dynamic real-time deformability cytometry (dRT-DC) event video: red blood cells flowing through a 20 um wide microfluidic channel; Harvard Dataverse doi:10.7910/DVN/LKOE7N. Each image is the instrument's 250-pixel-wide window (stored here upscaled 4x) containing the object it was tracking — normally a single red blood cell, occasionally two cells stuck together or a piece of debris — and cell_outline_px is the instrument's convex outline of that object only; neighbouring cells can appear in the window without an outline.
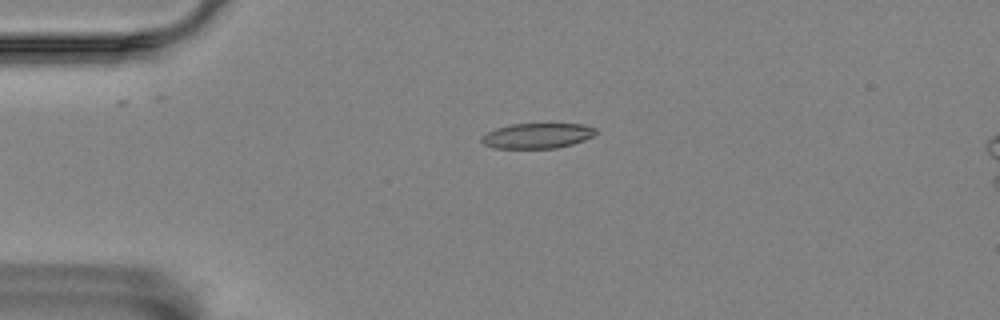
{"species": "Egyptian fruit bat (a non-hibernating species)", "species_latin": "Rousettus aegyptiacus", "temperature_condition": "room temperature", "stored_images_in_passage": 40, "camera_frame_rate_fps": 3000, "um_per_image_px": 0.085, "animal": {"sex": "female"}, "frame": {"image": 1, "passage_image": 12, "time_ms": 3.667, "image_size_px": [1000, 320], "cell_outline_px": [[596, 132], [592, 136], [584, 140], [572, 144], [556, 148], [492, 148], [484, 144], [480, 140], [480, 136], [496, 128], [512, 124], [584, 124], [596, 128]], "centroid_in_image_um": [45.64, 11.54], "position_along_channel_um": 39.4, "area_um2": 16.76}}
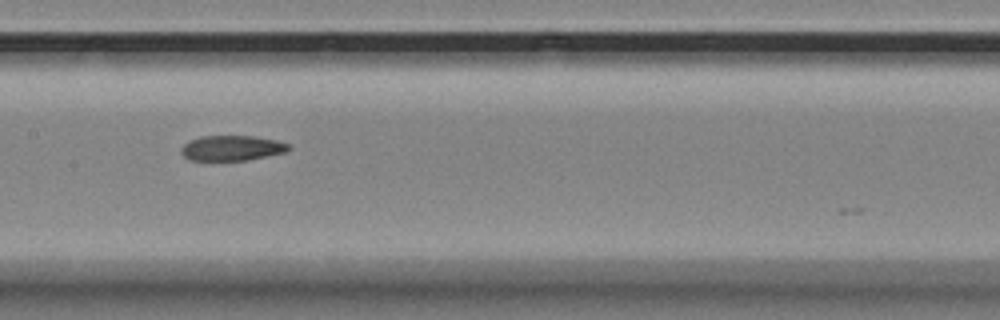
{"frame": {"image": 2, "passage_image": 27, "time_ms": 8.667, "image_size_px": [1000, 320], "cell_outline_px": [[292, 148], [284, 152], [248, 160], [188, 160], [180, 152], [180, 148], [188, 140], [200, 136], [256, 136], [276, 140], [288, 144]], "centroid_in_image_um": [19.67, 12.58], "position_along_channel_um": 187.7, "area_um2": 15.84}}
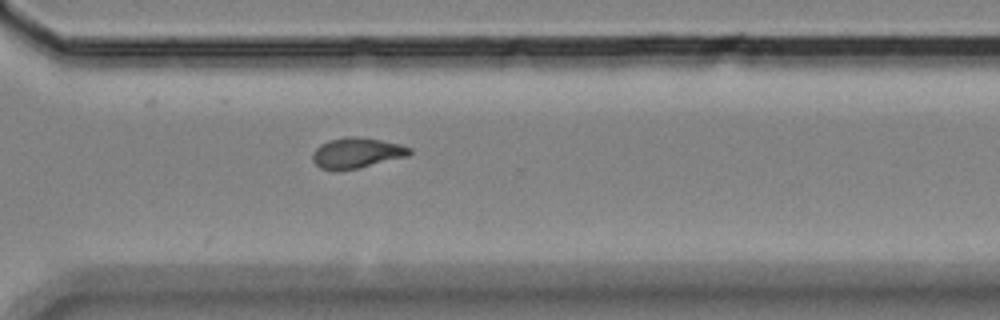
{"frame": {"image": 3, "passage_image": 40, "time_ms": 13.0, "image_size_px": [1000, 320], "cell_outline_px": [[412, 152], [408, 156], [356, 168], [336, 172], [320, 168], [312, 160], [312, 156], [316, 148], [320, 144], [328, 140], [344, 136], [352, 136], [380, 140], [400, 144], [412, 148]], "centroid_in_image_um": [30.29, 13.0], "position_along_channel_um": 340.3, "area_um2": 17.28}}